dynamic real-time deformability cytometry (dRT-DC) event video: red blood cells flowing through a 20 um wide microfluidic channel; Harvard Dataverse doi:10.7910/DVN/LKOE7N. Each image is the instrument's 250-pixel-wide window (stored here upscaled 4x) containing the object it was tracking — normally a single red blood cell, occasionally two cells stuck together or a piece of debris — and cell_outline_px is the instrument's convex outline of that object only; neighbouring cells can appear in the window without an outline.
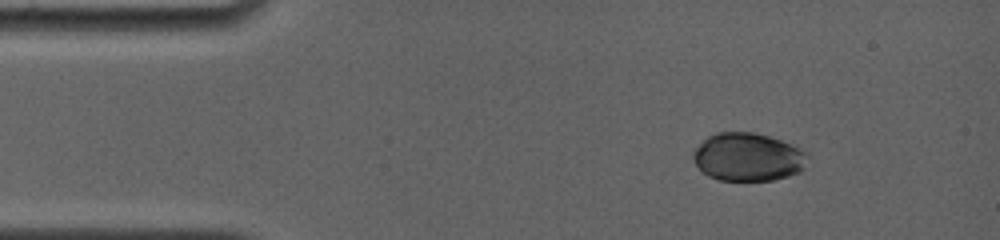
{"species": "common noctule bat (a hibernating species)", "species_latin": "Nyctalus noctula", "temperature_condition": "room temperature", "stored_images_in_passage": 59, "camera_frame_rate_fps": 4000, "um_per_image_px": 0.085, "animal": {"sex": "female", "body_mass_g": 19.0, "forearm_length_mm": 56.7}, "frame": {"image": 1, "passage_image": 9, "time_ms": 2.0, "image_size_px": [1000, 240], "cell_outline_px": [[808, 156], [804, 168], [800, 172], [788, 176], [772, 180], [720, 180], [708, 176], [700, 172], [692, 160], [692, 152], [708, 136], [716, 132], [756, 132], [780, 140], [800, 148], [808, 152]], "centroid_in_image_um": [63.55, 13.35], "position_along_channel_um": 21.4, "area_um2": 32.37}}
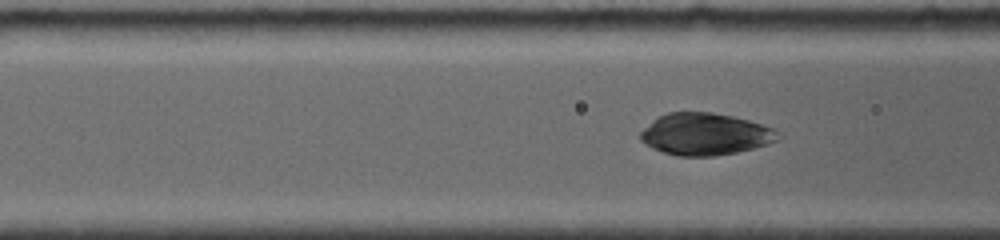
{"frame": {"image": 2, "passage_image": 25, "time_ms": 6.0, "image_size_px": [1000, 240], "cell_outline_px": [[780, 140], [768, 144], [736, 152], [712, 156], [676, 156], [652, 148], [644, 144], [640, 140], [640, 132], [652, 120], [668, 112], [712, 112], [732, 116], [748, 120], [772, 128], [776, 132]], "centroid_in_image_um": [59.9, 11.4], "position_along_channel_um": 106.7, "area_um2": 33.47}}